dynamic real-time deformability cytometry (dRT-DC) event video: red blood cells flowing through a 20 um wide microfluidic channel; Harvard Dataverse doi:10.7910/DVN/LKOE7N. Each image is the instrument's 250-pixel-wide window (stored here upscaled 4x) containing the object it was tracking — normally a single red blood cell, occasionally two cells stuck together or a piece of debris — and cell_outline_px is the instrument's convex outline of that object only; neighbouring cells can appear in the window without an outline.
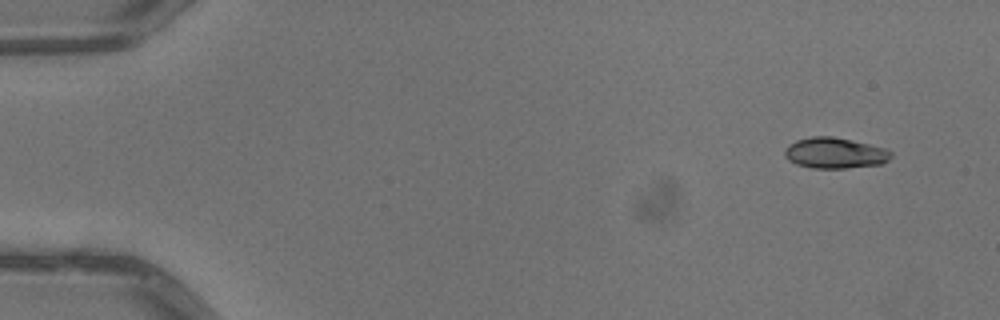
{"species": "common noctule bat (a hibernating species)", "species_latin": "Nyctalus noctula", "temperature_condition": "warm", "stored_images_in_passage": 4, "camera_frame_rate_fps": 3000, "um_per_image_px": 0.085, "animal": {"sex": "male", "body_mass_g": 13.3}, "frame": {"image": 1, "passage_image": 1, "time_ms": 0.0, "image_size_px": [1000, 320], "cell_outline_px": [[892, 156], [888, 160], [880, 164], [844, 168], [812, 168], [796, 164], [788, 160], [784, 156], [784, 148], [788, 144], [796, 140], [812, 136], [832, 136], [852, 140], [884, 148], [892, 152]], "centroid_in_image_um": [70.92, 13.0], "position_along_channel_um": 14.1, "area_um2": 19.13}}
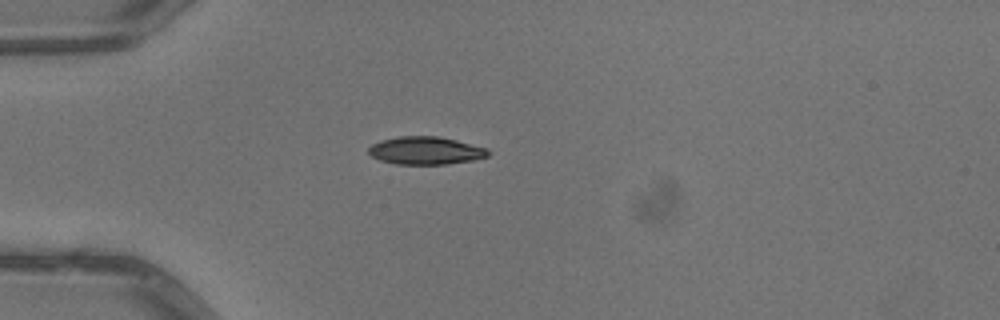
{"frame": {"image": 2, "passage_image": 4, "time_ms": 1.0, "image_size_px": [1000, 320], "cell_outline_px": [[488, 156], [476, 160], [444, 164], [396, 164], [380, 160], [372, 156], [368, 152], [368, 148], [372, 144], [380, 140], [396, 136], [440, 136], [488, 148]], "centroid_in_image_um": [36.17, 12.79], "position_along_channel_um": 48.8, "area_um2": 19.48}}